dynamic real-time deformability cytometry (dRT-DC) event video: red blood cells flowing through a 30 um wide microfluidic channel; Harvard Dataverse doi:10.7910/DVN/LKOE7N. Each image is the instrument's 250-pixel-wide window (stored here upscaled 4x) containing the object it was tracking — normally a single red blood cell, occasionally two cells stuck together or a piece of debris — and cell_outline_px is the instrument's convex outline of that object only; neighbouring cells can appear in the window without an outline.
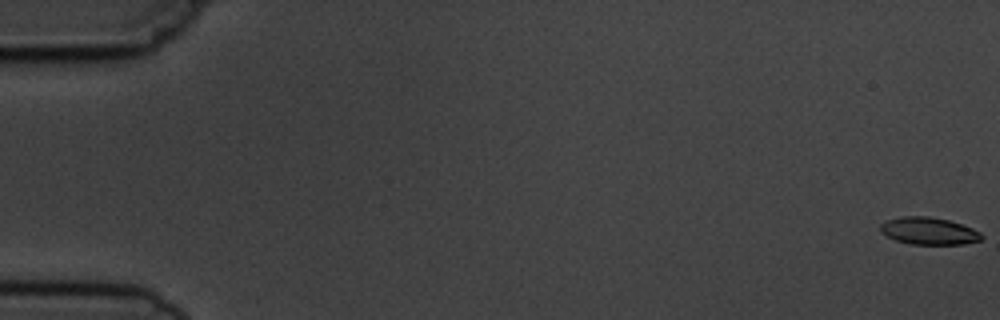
{"species": "common noctule bat (a hibernating species)", "species_latin": "Nyctalus noctula", "temperature_condition": "cold", "stored_images_in_passage": 6, "camera_frame_rate_fps": 3000, "um_per_image_px": 0.085, "animal": {"sex": "male", "body_mass_g": 19.5, "forearm_length_mm": 54.6}, "frame": {"image": 1, "passage_image": 1, "time_ms": 0.0, "image_size_px": [1000, 320], "cell_outline_px": [[984, 236], [980, 240], [964, 244], [912, 244], [896, 240], [880, 232], [880, 224], [888, 220], [900, 216], [928, 216], [948, 220], [972, 228], [980, 232]], "centroid_in_image_um": [78.94, 19.63], "position_along_channel_um": 6.1, "area_um2": 15.95}}
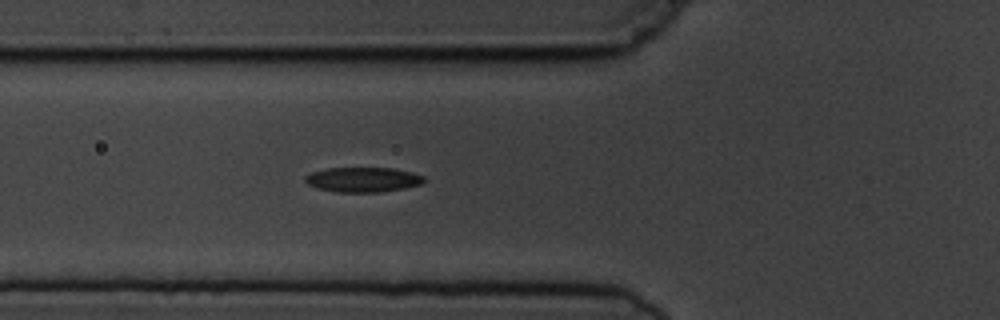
{"frame": {"image": 2, "passage_image": 6, "time_ms": 6.667, "image_size_px": [1000, 320], "cell_outline_px": [[424, 180], [420, 184], [404, 188], [380, 192], [336, 192], [316, 188], [308, 184], [304, 180], [304, 176], [312, 172], [324, 168], [392, 168], [412, 172], [424, 176]], "centroid_in_image_um": [30.8, 15.26], "position_along_channel_um": 95.0, "area_um2": 17.22}}